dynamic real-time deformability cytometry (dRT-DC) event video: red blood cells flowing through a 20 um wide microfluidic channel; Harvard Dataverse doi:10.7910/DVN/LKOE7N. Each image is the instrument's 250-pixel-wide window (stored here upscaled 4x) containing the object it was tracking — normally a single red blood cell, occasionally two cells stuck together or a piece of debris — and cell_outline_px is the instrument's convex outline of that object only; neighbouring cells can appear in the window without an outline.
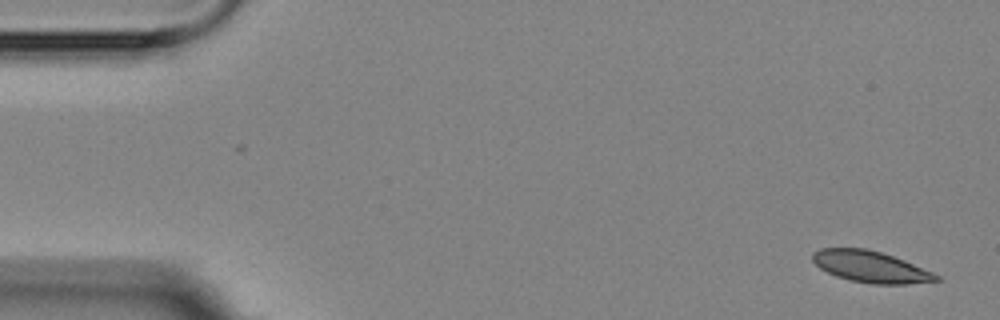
{"species": "Egyptian fruit bat (a non-hibernating species)", "species_latin": "Rousettus aegyptiacus", "temperature_condition": "room temperature", "stored_images_in_passage": 5, "camera_frame_rate_fps": 3000, "um_per_image_px": 0.085, "animal": {"sex": "female"}, "frame": {"image": 1, "passage_image": 1, "time_ms": 0.0, "image_size_px": [1000, 320], "cell_outline_px": [[940, 280], [908, 284], [872, 284], [848, 280], [836, 276], [820, 268], [812, 260], [812, 252], [820, 248], [868, 248], [904, 260], [932, 272], [940, 276]], "centroid_in_image_um": [73.97, 22.67], "position_along_channel_um": 11.0, "area_um2": 22.6}}
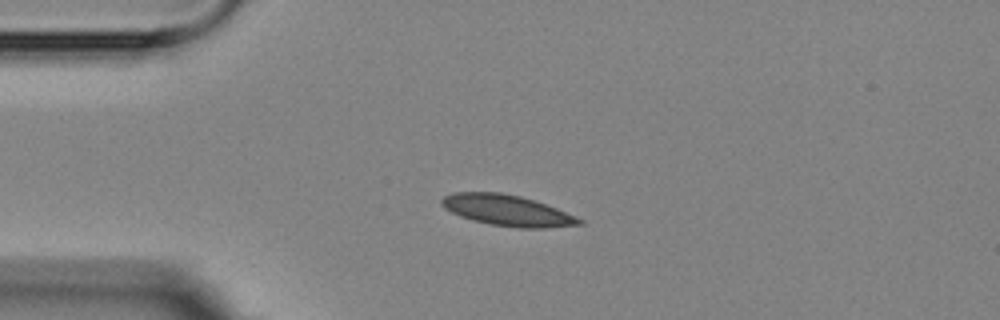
{"frame": {"image": 2, "passage_image": 4, "time_ms": 3.667, "image_size_px": [1000, 320], "cell_outline_px": [[584, 224], [544, 228], [520, 228], [488, 224], [472, 220], [460, 216], [444, 208], [440, 204], [440, 200], [444, 196], [452, 192], [500, 192], [520, 196], [556, 208], [576, 216], [584, 220]], "centroid_in_image_um": [43.09, 17.89], "position_along_channel_um": 41.9, "area_um2": 24.8}}